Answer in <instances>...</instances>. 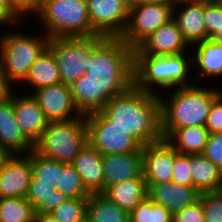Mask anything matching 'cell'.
<instances>
[{"instance_id":"1f68e13d","label":"cell","mask_w":222,"mask_h":222,"mask_svg":"<svg viewBox=\"0 0 222 222\" xmlns=\"http://www.w3.org/2000/svg\"><path fill=\"white\" fill-rule=\"evenodd\" d=\"M130 222H173V214L146 197L130 212Z\"/></svg>"},{"instance_id":"4dcf8cb0","label":"cell","mask_w":222,"mask_h":222,"mask_svg":"<svg viewBox=\"0 0 222 222\" xmlns=\"http://www.w3.org/2000/svg\"><path fill=\"white\" fill-rule=\"evenodd\" d=\"M58 191L68 198H89L91 193L83 184L80 174L74 169L72 164L63 163L62 172H59L57 186Z\"/></svg>"},{"instance_id":"e575fe53","label":"cell","mask_w":222,"mask_h":222,"mask_svg":"<svg viewBox=\"0 0 222 222\" xmlns=\"http://www.w3.org/2000/svg\"><path fill=\"white\" fill-rule=\"evenodd\" d=\"M204 210V222H222V194L218 192H204L200 195Z\"/></svg>"},{"instance_id":"f546056e","label":"cell","mask_w":222,"mask_h":222,"mask_svg":"<svg viewBox=\"0 0 222 222\" xmlns=\"http://www.w3.org/2000/svg\"><path fill=\"white\" fill-rule=\"evenodd\" d=\"M31 165L33 175L30 182H46L57 186L59 172H62L63 163L31 151Z\"/></svg>"},{"instance_id":"603a6c76","label":"cell","mask_w":222,"mask_h":222,"mask_svg":"<svg viewBox=\"0 0 222 222\" xmlns=\"http://www.w3.org/2000/svg\"><path fill=\"white\" fill-rule=\"evenodd\" d=\"M191 47H193L192 53H194L192 55V67L194 70H197L196 74H198L194 78L195 82H197L199 77L221 78L222 43H215L207 39ZM194 66H197L196 69Z\"/></svg>"},{"instance_id":"5bb4252c","label":"cell","mask_w":222,"mask_h":222,"mask_svg":"<svg viewBox=\"0 0 222 222\" xmlns=\"http://www.w3.org/2000/svg\"><path fill=\"white\" fill-rule=\"evenodd\" d=\"M142 157L147 187L172 181L174 148L165 139L142 146Z\"/></svg>"},{"instance_id":"7dc6e473","label":"cell","mask_w":222,"mask_h":222,"mask_svg":"<svg viewBox=\"0 0 222 222\" xmlns=\"http://www.w3.org/2000/svg\"><path fill=\"white\" fill-rule=\"evenodd\" d=\"M201 1L211 2V1H219V0H201Z\"/></svg>"},{"instance_id":"ee69618b","label":"cell","mask_w":222,"mask_h":222,"mask_svg":"<svg viewBox=\"0 0 222 222\" xmlns=\"http://www.w3.org/2000/svg\"><path fill=\"white\" fill-rule=\"evenodd\" d=\"M35 222H58L52 214L35 215Z\"/></svg>"},{"instance_id":"4fadbf2b","label":"cell","mask_w":222,"mask_h":222,"mask_svg":"<svg viewBox=\"0 0 222 222\" xmlns=\"http://www.w3.org/2000/svg\"><path fill=\"white\" fill-rule=\"evenodd\" d=\"M32 175L31 152L10 155L0 171V198H26Z\"/></svg>"},{"instance_id":"9a60e30c","label":"cell","mask_w":222,"mask_h":222,"mask_svg":"<svg viewBox=\"0 0 222 222\" xmlns=\"http://www.w3.org/2000/svg\"><path fill=\"white\" fill-rule=\"evenodd\" d=\"M177 23L171 20L151 33L135 49L134 54L153 56L176 55L190 50Z\"/></svg>"},{"instance_id":"f1b7e54d","label":"cell","mask_w":222,"mask_h":222,"mask_svg":"<svg viewBox=\"0 0 222 222\" xmlns=\"http://www.w3.org/2000/svg\"><path fill=\"white\" fill-rule=\"evenodd\" d=\"M0 222H35V209L26 198H0Z\"/></svg>"},{"instance_id":"74e56055","label":"cell","mask_w":222,"mask_h":222,"mask_svg":"<svg viewBox=\"0 0 222 222\" xmlns=\"http://www.w3.org/2000/svg\"><path fill=\"white\" fill-rule=\"evenodd\" d=\"M204 219V210L201 200L173 215V222H204Z\"/></svg>"},{"instance_id":"7402d4cb","label":"cell","mask_w":222,"mask_h":222,"mask_svg":"<svg viewBox=\"0 0 222 222\" xmlns=\"http://www.w3.org/2000/svg\"><path fill=\"white\" fill-rule=\"evenodd\" d=\"M161 133L178 153L187 155L202 154L210 134L205 126L161 129Z\"/></svg>"},{"instance_id":"8992f818","label":"cell","mask_w":222,"mask_h":222,"mask_svg":"<svg viewBox=\"0 0 222 222\" xmlns=\"http://www.w3.org/2000/svg\"><path fill=\"white\" fill-rule=\"evenodd\" d=\"M87 143L86 117L82 115L68 121L49 122L34 150L44 157L71 164Z\"/></svg>"},{"instance_id":"60d3db41","label":"cell","mask_w":222,"mask_h":222,"mask_svg":"<svg viewBox=\"0 0 222 222\" xmlns=\"http://www.w3.org/2000/svg\"><path fill=\"white\" fill-rule=\"evenodd\" d=\"M13 6L24 16H34L40 6L42 0H11ZM29 15V16H28Z\"/></svg>"},{"instance_id":"3957f363","label":"cell","mask_w":222,"mask_h":222,"mask_svg":"<svg viewBox=\"0 0 222 222\" xmlns=\"http://www.w3.org/2000/svg\"><path fill=\"white\" fill-rule=\"evenodd\" d=\"M172 91L166 100L159 95L161 129L205 126L213 101L222 93L221 89L198 86L197 83Z\"/></svg>"},{"instance_id":"b9f144b4","label":"cell","mask_w":222,"mask_h":222,"mask_svg":"<svg viewBox=\"0 0 222 222\" xmlns=\"http://www.w3.org/2000/svg\"><path fill=\"white\" fill-rule=\"evenodd\" d=\"M13 88L14 87L9 82L0 61V101L9 98L13 93Z\"/></svg>"},{"instance_id":"7a4b0ae2","label":"cell","mask_w":222,"mask_h":222,"mask_svg":"<svg viewBox=\"0 0 222 222\" xmlns=\"http://www.w3.org/2000/svg\"><path fill=\"white\" fill-rule=\"evenodd\" d=\"M101 113L111 121V125L126 130L142 146L163 139L159 95L133 85L123 94L111 98Z\"/></svg>"},{"instance_id":"484cf974","label":"cell","mask_w":222,"mask_h":222,"mask_svg":"<svg viewBox=\"0 0 222 222\" xmlns=\"http://www.w3.org/2000/svg\"><path fill=\"white\" fill-rule=\"evenodd\" d=\"M193 187L200 193L218 192L222 186V170L202 154L190 155Z\"/></svg>"},{"instance_id":"83f0119b","label":"cell","mask_w":222,"mask_h":222,"mask_svg":"<svg viewBox=\"0 0 222 222\" xmlns=\"http://www.w3.org/2000/svg\"><path fill=\"white\" fill-rule=\"evenodd\" d=\"M86 218L90 222H130V213L98 193L88 198Z\"/></svg>"},{"instance_id":"d4e9b609","label":"cell","mask_w":222,"mask_h":222,"mask_svg":"<svg viewBox=\"0 0 222 222\" xmlns=\"http://www.w3.org/2000/svg\"><path fill=\"white\" fill-rule=\"evenodd\" d=\"M22 83L24 85L32 86V92L41 87L61 83L59 67L52 51L48 47L43 50L31 65L29 72Z\"/></svg>"},{"instance_id":"c3c4849f","label":"cell","mask_w":222,"mask_h":222,"mask_svg":"<svg viewBox=\"0 0 222 222\" xmlns=\"http://www.w3.org/2000/svg\"><path fill=\"white\" fill-rule=\"evenodd\" d=\"M81 222H90L87 218H85L83 221Z\"/></svg>"},{"instance_id":"44dd1931","label":"cell","mask_w":222,"mask_h":222,"mask_svg":"<svg viewBox=\"0 0 222 222\" xmlns=\"http://www.w3.org/2000/svg\"><path fill=\"white\" fill-rule=\"evenodd\" d=\"M102 156L88 142L71 163L74 169L80 174L84 186L91 194H102L104 192Z\"/></svg>"},{"instance_id":"2e32d148","label":"cell","mask_w":222,"mask_h":222,"mask_svg":"<svg viewBox=\"0 0 222 222\" xmlns=\"http://www.w3.org/2000/svg\"><path fill=\"white\" fill-rule=\"evenodd\" d=\"M0 147L9 155H27L34 145L22 133L14 112V91L0 101Z\"/></svg>"},{"instance_id":"ac0fdd59","label":"cell","mask_w":222,"mask_h":222,"mask_svg":"<svg viewBox=\"0 0 222 222\" xmlns=\"http://www.w3.org/2000/svg\"><path fill=\"white\" fill-rule=\"evenodd\" d=\"M201 193L191 186L177 184L173 181L150 184L147 197L154 203L163 205L173 215L200 200Z\"/></svg>"},{"instance_id":"d6a6232c","label":"cell","mask_w":222,"mask_h":222,"mask_svg":"<svg viewBox=\"0 0 222 222\" xmlns=\"http://www.w3.org/2000/svg\"><path fill=\"white\" fill-rule=\"evenodd\" d=\"M88 198H69L51 213L58 222H81L86 218Z\"/></svg>"},{"instance_id":"52a82bcc","label":"cell","mask_w":222,"mask_h":222,"mask_svg":"<svg viewBox=\"0 0 222 222\" xmlns=\"http://www.w3.org/2000/svg\"><path fill=\"white\" fill-rule=\"evenodd\" d=\"M6 32L0 34V61L9 82L19 85L25 80L31 65L47 47L49 37L45 33L42 36H32L16 30Z\"/></svg>"},{"instance_id":"4316f807","label":"cell","mask_w":222,"mask_h":222,"mask_svg":"<svg viewBox=\"0 0 222 222\" xmlns=\"http://www.w3.org/2000/svg\"><path fill=\"white\" fill-rule=\"evenodd\" d=\"M26 199L34 207L35 215L51 214L53 210L69 199L52 183L30 182Z\"/></svg>"},{"instance_id":"ba28073f","label":"cell","mask_w":222,"mask_h":222,"mask_svg":"<svg viewBox=\"0 0 222 222\" xmlns=\"http://www.w3.org/2000/svg\"><path fill=\"white\" fill-rule=\"evenodd\" d=\"M103 38L102 36L49 38L47 47L56 59L63 84L70 86L86 73L88 57Z\"/></svg>"},{"instance_id":"6da1fadb","label":"cell","mask_w":222,"mask_h":222,"mask_svg":"<svg viewBox=\"0 0 222 222\" xmlns=\"http://www.w3.org/2000/svg\"><path fill=\"white\" fill-rule=\"evenodd\" d=\"M134 49L120 38H103L88 57L87 71L70 85L81 115L101 112L134 85Z\"/></svg>"},{"instance_id":"277c9868","label":"cell","mask_w":222,"mask_h":222,"mask_svg":"<svg viewBox=\"0 0 222 222\" xmlns=\"http://www.w3.org/2000/svg\"><path fill=\"white\" fill-rule=\"evenodd\" d=\"M187 56H190L187 52L163 56L134 54V86L159 95L158 87L171 90L194 85L188 79L192 68V57Z\"/></svg>"},{"instance_id":"8d00e7d4","label":"cell","mask_w":222,"mask_h":222,"mask_svg":"<svg viewBox=\"0 0 222 222\" xmlns=\"http://www.w3.org/2000/svg\"><path fill=\"white\" fill-rule=\"evenodd\" d=\"M202 155L222 170V132L209 134Z\"/></svg>"},{"instance_id":"d6986e66","label":"cell","mask_w":222,"mask_h":222,"mask_svg":"<svg viewBox=\"0 0 222 222\" xmlns=\"http://www.w3.org/2000/svg\"><path fill=\"white\" fill-rule=\"evenodd\" d=\"M14 93V112L16 121L25 137L34 145L48 126L43 110L33 95Z\"/></svg>"},{"instance_id":"7bdbcfd3","label":"cell","mask_w":222,"mask_h":222,"mask_svg":"<svg viewBox=\"0 0 222 222\" xmlns=\"http://www.w3.org/2000/svg\"><path fill=\"white\" fill-rule=\"evenodd\" d=\"M148 4H163L174 6L176 4V0H128V6H140Z\"/></svg>"},{"instance_id":"8fae6325","label":"cell","mask_w":222,"mask_h":222,"mask_svg":"<svg viewBox=\"0 0 222 222\" xmlns=\"http://www.w3.org/2000/svg\"><path fill=\"white\" fill-rule=\"evenodd\" d=\"M86 1L92 30L104 38H120L128 22V0Z\"/></svg>"},{"instance_id":"7c38bea8","label":"cell","mask_w":222,"mask_h":222,"mask_svg":"<svg viewBox=\"0 0 222 222\" xmlns=\"http://www.w3.org/2000/svg\"><path fill=\"white\" fill-rule=\"evenodd\" d=\"M30 94L49 122L68 121L82 116L75 106L71 87L62 82L41 87Z\"/></svg>"},{"instance_id":"cb8c5ba5","label":"cell","mask_w":222,"mask_h":222,"mask_svg":"<svg viewBox=\"0 0 222 222\" xmlns=\"http://www.w3.org/2000/svg\"><path fill=\"white\" fill-rule=\"evenodd\" d=\"M102 194L119 208L130 213L147 197V186L144 177H138L112 185Z\"/></svg>"},{"instance_id":"e0dca14e","label":"cell","mask_w":222,"mask_h":222,"mask_svg":"<svg viewBox=\"0 0 222 222\" xmlns=\"http://www.w3.org/2000/svg\"><path fill=\"white\" fill-rule=\"evenodd\" d=\"M179 7L182 8L181 11H178L180 10ZM173 20L177 23L190 48L201 41L207 40L204 23V1L192 0L176 3L173 9Z\"/></svg>"},{"instance_id":"30bf717a","label":"cell","mask_w":222,"mask_h":222,"mask_svg":"<svg viewBox=\"0 0 222 222\" xmlns=\"http://www.w3.org/2000/svg\"><path fill=\"white\" fill-rule=\"evenodd\" d=\"M173 9L163 4L129 6L128 22L120 39L135 49L156 29L173 20Z\"/></svg>"},{"instance_id":"f35d334b","label":"cell","mask_w":222,"mask_h":222,"mask_svg":"<svg viewBox=\"0 0 222 222\" xmlns=\"http://www.w3.org/2000/svg\"><path fill=\"white\" fill-rule=\"evenodd\" d=\"M205 127L209 133L222 132V93L213 101Z\"/></svg>"},{"instance_id":"9c48e42d","label":"cell","mask_w":222,"mask_h":222,"mask_svg":"<svg viewBox=\"0 0 222 222\" xmlns=\"http://www.w3.org/2000/svg\"><path fill=\"white\" fill-rule=\"evenodd\" d=\"M86 117L88 142L102 155L142 152V145L126 130L111 125L101 112Z\"/></svg>"},{"instance_id":"ffe728a7","label":"cell","mask_w":222,"mask_h":222,"mask_svg":"<svg viewBox=\"0 0 222 222\" xmlns=\"http://www.w3.org/2000/svg\"><path fill=\"white\" fill-rule=\"evenodd\" d=\"M104 191L115 184L143 176L142 152L102 156Z\"/></svg>"},{"instance_id":"d590c367","label":"cell","mask_w":222,"mask_h":222,"mask_svg":"<svg viewBox=\"0 0 222 222\" xmlns=\"http://www.w3.org/2000/svg\"><path fill=\"white\" fill-rule=\"evenodd\" d=\"M172 181L177 184L193 187L190 155L180 154L175 149Z\"/></svg>"},{"instance_id":"5b68a950","label":"cell","mask_w":222,"mask_h":222,"mask_svg":"<svg viewBox=\"0 0 222 222\" xmlns=\"http://www.w3.org/2000/svg\"><path fill=\"white\" fill-rule=\"evenodd\" d=\"M34 15L49 38L98 36L92 30L86 0H42Z\"/></svg>"},{"instance_id":"836d02e7","label":"cell","mask_w":222,"mask_h":222,"mask_svg":"<svg viewBox=\"0 0 222 222\" xmlns=\"http://www.w3.org/2000/svg\"><path fill=\"white\" fill-rule=\"evenodd\" d=\"M204 23L207 39L215 43H222V3L204 1Z\"/></svg>"},{"instance_id":"ab89813d","label":"cell","mask_w":222,"mask_h":222,"mask_svg":"<svg viewBox=\"0 0 222 222\" xmlns=\"http://www.w3.org/2000/svg\"><path fill=\"white\" fill-rule=\"evenodd\" d=\"M21 17L24 16L13 6L11 0H0V26H15Z\"/></svg>"},{"instance_id":"f6af8a7d","label":"cell","mask_w":222,"mask_h":222,"mask_svg":"<svg viewBox=\"0 0 222 222\" xmlns=\"http://www.w3.org/2000/svg\"><path fill=\"white\" fill-rule=\"evenodd\" d=\"M10 155L3 149L0 147V171L2 168V165L4 163V161L9 157Z\"/></svg>"},{"instance_id":"bcb514c9","label":"cell","mask_w":222,"mask_h":222,"mask_svg":"<svg viewBox=\"0 0 222 222\" xmlns=\"http://www.w3.org/2000/svg\"><path fill=\"white\" fill-rule=\"evenodd\" d=\"M182 1H192V0H176V3L182 2Z\"/></svg>"}]
</instances>
